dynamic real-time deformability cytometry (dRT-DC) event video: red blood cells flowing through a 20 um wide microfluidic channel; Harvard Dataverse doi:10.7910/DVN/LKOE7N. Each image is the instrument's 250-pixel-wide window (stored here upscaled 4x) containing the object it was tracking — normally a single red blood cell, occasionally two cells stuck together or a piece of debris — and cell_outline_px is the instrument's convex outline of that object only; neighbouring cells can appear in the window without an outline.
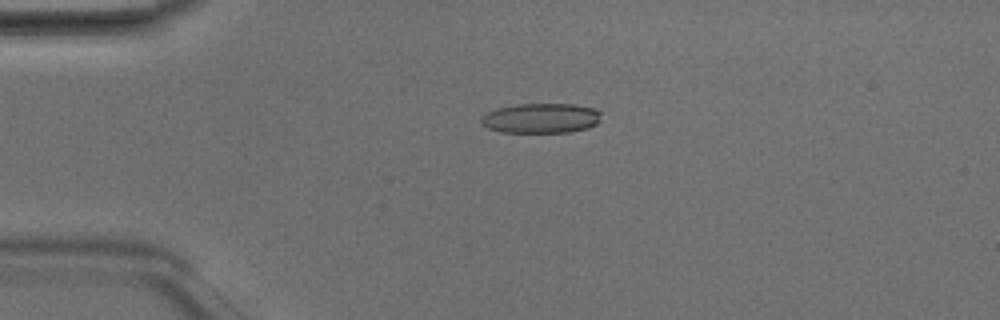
{"species": "Egyptian fruit bat (a non-hibernating species)", "species_latin": "Rousettus aegyptiacus", "temperature_condition": "room temperature", "stored_images_in_passage": 6, "camera_frame_rate_fps": 3000, "um_per_image_px": 0.085, "animal": {"sex": "male"}, "frame": {"image": 1, "passage_image": 4, "time_ms": 1.0, "image_size_px": [1000, 320], "cell_outline_px": [[600, 120], [596, 124], [588, 128], [568, 132], [500, 132], [488, 128], [480, 124], [480, 116], [488, 112], [500, 108], [516, 104], [572, 104], [596, 108], [600, 112]], "centroid_in_image_um": [45.98, 10.05], "position_along_channel_um": 39.0, "area_um2": 20.98}}